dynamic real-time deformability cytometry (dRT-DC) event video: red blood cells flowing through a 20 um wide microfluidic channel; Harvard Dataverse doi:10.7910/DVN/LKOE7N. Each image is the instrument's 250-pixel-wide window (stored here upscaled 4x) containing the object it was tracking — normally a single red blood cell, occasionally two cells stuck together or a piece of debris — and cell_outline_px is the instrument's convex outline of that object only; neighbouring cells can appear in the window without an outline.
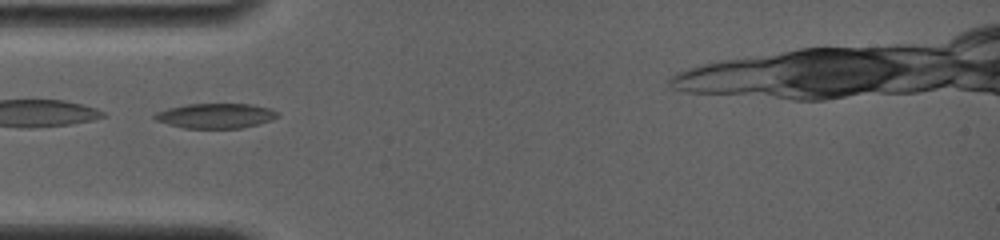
{"species": "common noctule bat (a hibernating species)", "species_latin": "Nyctalus noctula", "temperature_condition": "room temperature", "stored_images_in_passage": 42, "camera_frame_rate_fps": 4000, "um_per_image_px": 0.085, "animal": {"sex": "female", "body_mass_g": 19.0, "forearm_length_mm": 56.7}, "frame": {"image": 1, "passage_image": 1, "time_ms": 0.0, "image_size_px": [1000, 240], "cell_outline_px": [[280, 116], [272, 120], [240, 128], [184, 128], [168, 124], [156, 120], [152, 116], [156, 112], [168, 108], [188, 104], [252, 104], [268, 108], [280, 112]], "centroid_in_image_um": [18.34, 9.84], "position_along_channel_um": 66.7, "area_um2": 17.8}}